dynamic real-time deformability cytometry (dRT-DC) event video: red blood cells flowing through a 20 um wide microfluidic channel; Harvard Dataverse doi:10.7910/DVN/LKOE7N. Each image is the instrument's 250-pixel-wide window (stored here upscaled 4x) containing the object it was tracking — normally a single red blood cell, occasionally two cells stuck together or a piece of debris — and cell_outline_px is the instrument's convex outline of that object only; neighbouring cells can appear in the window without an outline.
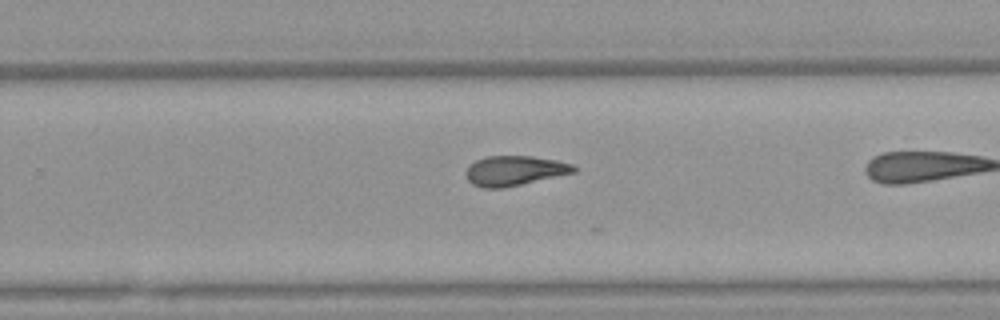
{"species": "Egyptian fruit bat (a non-hibernating species)", "species_latin": "Rousettus aegyptiacus", "temperature_condition": "warm", "stored_images_in_passage": 23, "camera_frame_rate_fps": 3000, "um_per_image_px": 0.085, "animal": {"sex": "female"}, "frame": {"image": 1, "passage_image": 16, "time_ms": 5.0, "image_size_px": [1000, 320], "cell_outline_px": [[576, 172], [504, 188], [480, 188], [472, 184], [468, 180], [468, 164], [484, 156], [532, 156], [556, 160], [572, 164], [576, 168]], "centroid_in_image_um": [43.73, 14.51], "position_along_channel_um": 286.1, "area_um2": 18.73}}